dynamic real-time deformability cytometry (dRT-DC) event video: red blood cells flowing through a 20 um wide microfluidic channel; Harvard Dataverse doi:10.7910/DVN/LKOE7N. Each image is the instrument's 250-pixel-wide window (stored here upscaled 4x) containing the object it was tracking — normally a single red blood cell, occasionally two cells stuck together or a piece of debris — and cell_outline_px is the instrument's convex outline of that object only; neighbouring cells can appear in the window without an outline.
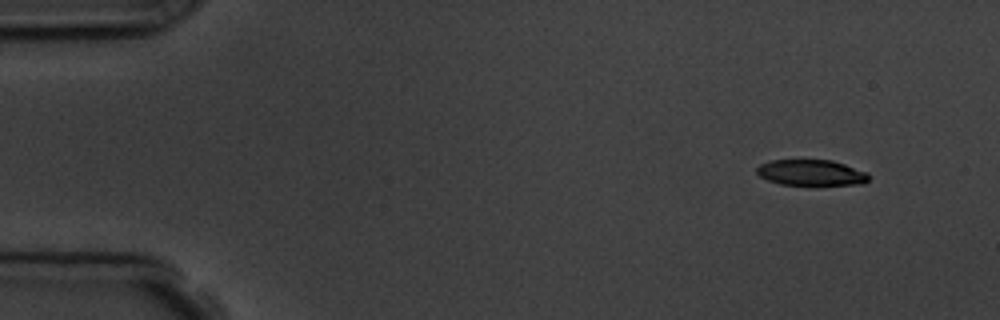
{"species": "common noctule bat (a hibernating species)", "species_latin": "Nyctalus noctula", "temperature_condition": "room temperature", "stored_images_in_passage": 5, "camera_frame_rate_fps": 3000, "um_per_image_px": 0.085, "animal": {"sex": "male", "body_mass_g": 19.5, "forearm_length_mm": 54.6}, "frame": {"image": 1, "passage_image": 1, "time_ms": 0.0, "image_size_px": [1000, 320], "cell_outline_px": [[872, 176], [864, 184], [780, 184], [768, 180], [760, 176], [756, 172], [756, 168], [760, 164], [772, 160], [832, 160], [868, 172]], "centroid_in_image_um": [68.98, 14.66], "position_along_channel_um": 16.0, "area_um2": 16.76}}